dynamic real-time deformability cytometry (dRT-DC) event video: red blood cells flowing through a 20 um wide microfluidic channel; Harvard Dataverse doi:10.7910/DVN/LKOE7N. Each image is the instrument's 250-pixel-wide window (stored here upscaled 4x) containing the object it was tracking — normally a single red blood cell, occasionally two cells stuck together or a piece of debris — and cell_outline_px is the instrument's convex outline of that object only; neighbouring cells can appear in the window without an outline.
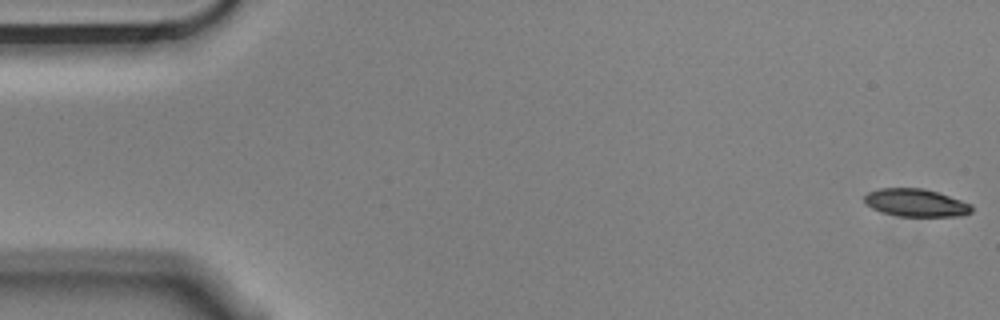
{"species": "Egyptian fruit bat (a non-hibernating species)", "species_latin": "Rousettus aegyptiacus", "temperature_condition": "cold", "stored_images_in_passage": 5, "camera_frame_rate_fps": 3000, "um_per_image_px": 0.085, "animal": {"sex": "male"}, "frame": {"image": 1, "passage_image": 1, "time_ms": 0.0, "image_size_px": [1000, 320], "cell_outline_px": [[972, 212], [964, 216], [900, 216], [880, 212], [872, 208], [864, 200], [864, 196], [868, 192], [880, 188], [924, 188], [972, 204]], "centroid_in_image_um": [77.86, 17.24], "position_along_channel_um": 7.1, "area_um2": 17.28}}
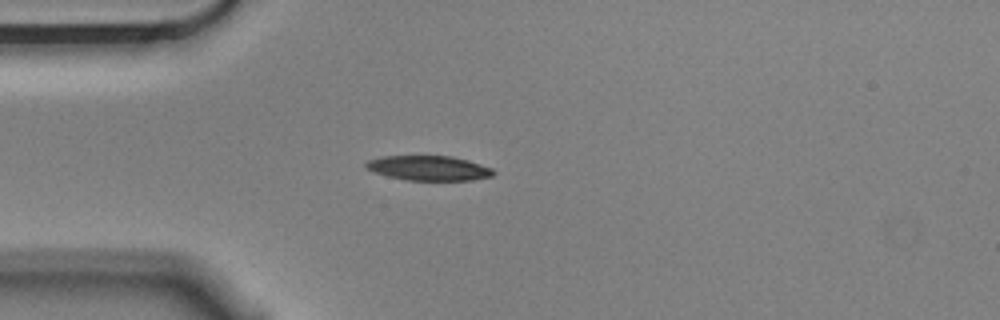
{"frame": {"image": 2, "passage_image": 4, "time_ms": 1.0, "image_size_px": [1000, 320], "cell_outline_px": [[496, 172], [492, 176], [472, 180], [408, 180], [388, 176], [364, 168], [364, 164], [368, 160], [380, 156], [452, 156], [468, 160], [492, 168]], "centroid_in_image_um": [36.44, 14.28], "position_along_channel_um": 48.6, "area_um2": 18.38}}